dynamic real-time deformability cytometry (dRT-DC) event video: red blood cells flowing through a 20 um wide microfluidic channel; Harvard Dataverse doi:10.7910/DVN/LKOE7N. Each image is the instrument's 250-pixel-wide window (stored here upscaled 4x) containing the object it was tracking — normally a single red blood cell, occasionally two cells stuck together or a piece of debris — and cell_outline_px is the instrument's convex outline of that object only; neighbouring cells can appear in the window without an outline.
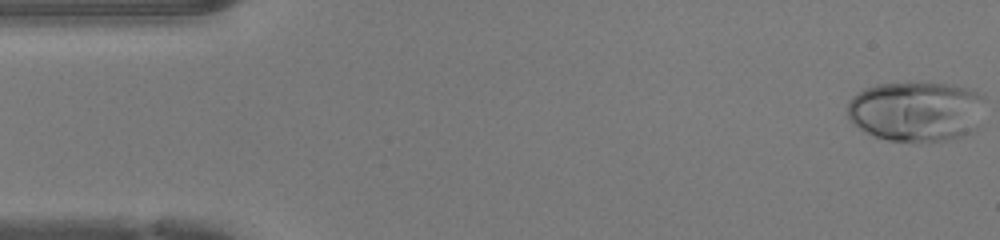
{"species": "human", "species_latin": "Homo sapiens", "temperature_condition": "warm", "stored_images_in_passage": 13, "camera_frame_rate_fps": 3000, "um_per_image_px": 0.085, "donor": {"sex": "female"}, "frame": {"image": 1, "passage_image": 1, "time_ms": 0.0, "image_size_px": [1000, 240], "cell_outline_px": [[984, 96], [976, 128], [972, 132], [960, 136], [944, 140], [920, 144], [888, 140], [876, 136], [860, 128], [848, 116], [848, 100], [852, 96], [864, 88], [876, 84], [944, 84], [968, 88]], "centroid_in_image_um": [77.86, 9.49], "position_along_channel_um": 7.1, "area_um2": 47.97}}